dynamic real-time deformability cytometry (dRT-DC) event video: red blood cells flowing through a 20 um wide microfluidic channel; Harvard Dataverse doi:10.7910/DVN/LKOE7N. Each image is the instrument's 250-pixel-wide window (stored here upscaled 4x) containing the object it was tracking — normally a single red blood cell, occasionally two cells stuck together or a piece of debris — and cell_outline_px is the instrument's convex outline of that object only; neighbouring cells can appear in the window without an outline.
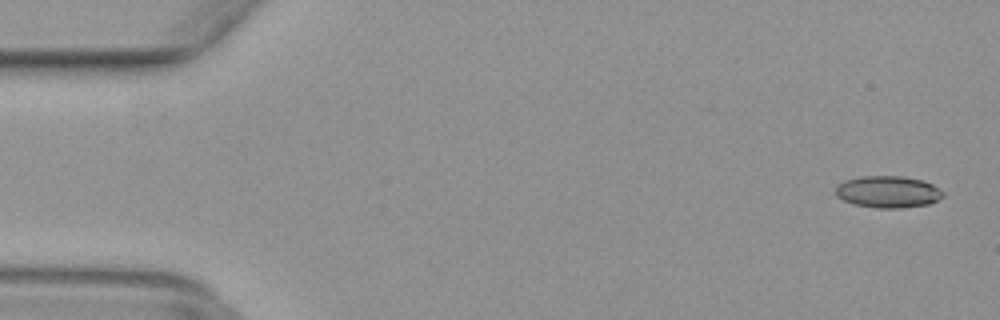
{"species": "common noctule bat (a hibernating species)", "species_latin": "Nyctalus noctula", "temperature_condition": "warm", "stored_images_in_passage": 4, "camera_frame_rate_fps": 3000, "um_per_image_px": 0.085, "animal": {"sex": "female", "body_mass_g": 29.2, "forearm_length_mm": 56.3}, "frame": {"image": 1, "passage_image": 2, "time_ms": 0.333, "image_size_px": [1000, 320], "cell_outline_px": [[944, 196], [928, 204], [900, 208], [876, 208], [852, 204], [836, 196], [836, 188], [844, 180], [860, 176], [904, 176], [924, 180], [932, 184], [944, 192]], "centroid_in_image_um": [75.48, 16.3], "position_along_channel_um": 9.5, "area_um2": 20.0}}